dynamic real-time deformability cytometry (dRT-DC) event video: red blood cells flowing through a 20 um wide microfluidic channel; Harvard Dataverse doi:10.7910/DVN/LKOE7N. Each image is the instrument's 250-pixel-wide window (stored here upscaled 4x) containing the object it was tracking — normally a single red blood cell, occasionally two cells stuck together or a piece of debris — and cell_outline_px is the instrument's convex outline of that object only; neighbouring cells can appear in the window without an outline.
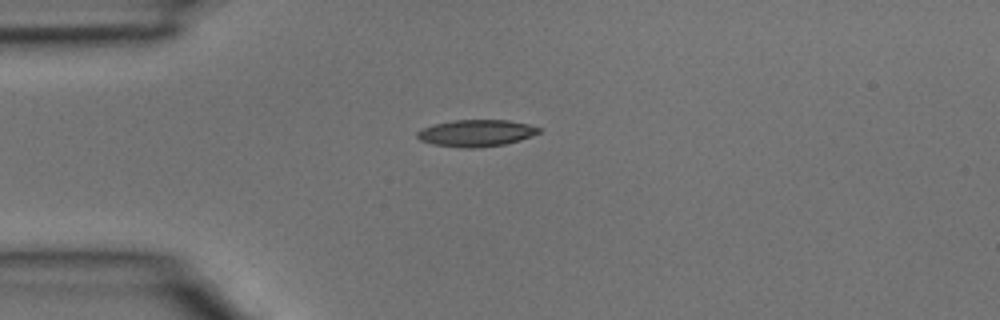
{"species": "common noctule bat (a hibernating species)", "species_latin": "Nyctalus noctula", "temperature_condition": "room temperature", "stored_images_in_passage": 3, "camera_frame_rate_fps": 3000, "um_per_image_px": 0.085, "animal": {"sex": "male", "body_mass_g": 15.6}, "frame": {"image": 1, "passage_image": 2, "time_ms": 0.333, "image_size_px": [1000, 320], "cell_outline_px": [[540, 132], [532, 136], [520, 140], [504, 144], [476, 148], [460, 148], [432, 144], [420, 140], [416, 136], [416, 132], [432, 124], [452, 120], [508, 120], [528, 124], [540, 128]], "centroid_in_image_um": [40.45, 11.31], "position_along_channel_um": 44.5, "area_um2": 19.07}}
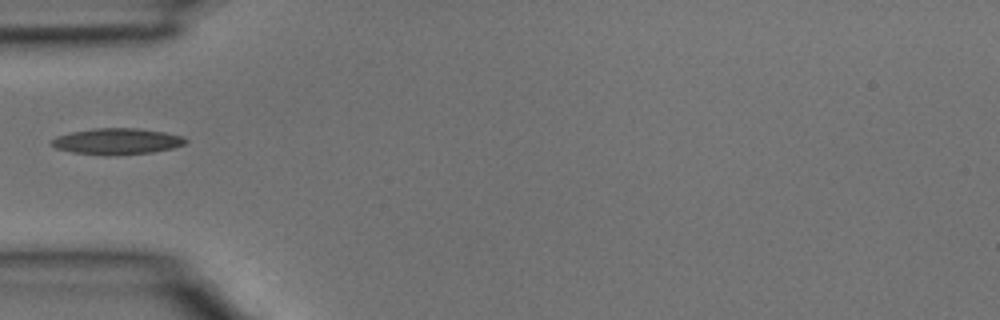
{"frame": {"image": 2, "passage_image": 3, "time_ms": 0.667, "image_size_px": [1000, 320], "cell_outline_px": [[188, 140], [184, 144], [172, 148], [152, 152], [108, 156], [72, 152], [56, 148], [52, 144], [52, 140], [56, 136], [72, 132], [96, 128], [140, 128], [164, 132], [184, 136]], "centroid_in_image_um": [9.97, 12.01], "position_along_channel_um": 75.0, "area_um2": 20.4}}